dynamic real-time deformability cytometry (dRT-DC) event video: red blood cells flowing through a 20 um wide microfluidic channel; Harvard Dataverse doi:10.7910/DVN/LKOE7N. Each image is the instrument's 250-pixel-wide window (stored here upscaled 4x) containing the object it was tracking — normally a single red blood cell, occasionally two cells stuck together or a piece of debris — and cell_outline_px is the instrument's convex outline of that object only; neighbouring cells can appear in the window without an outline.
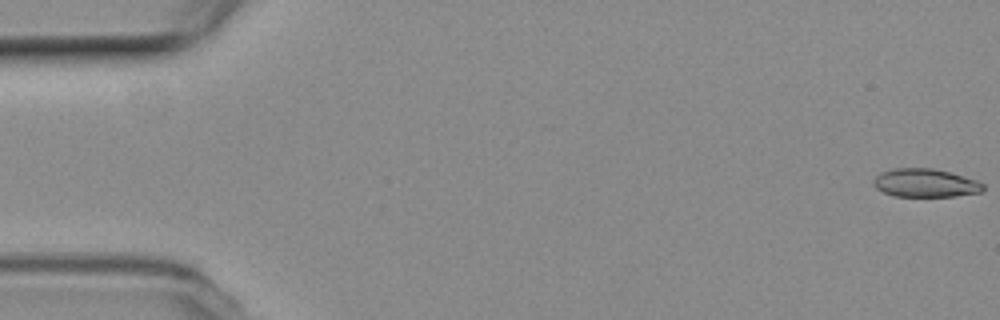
{"species": "common noctule bat (a hibernating species)", "species_latin": "Nyctalus noctula", "temperature_condition": "room temperature", "stored_images_in_passage": 49, "camera_frame_rate_fps": 3000, "um_per_image_px": 0.085, "animal": {"sex": "female", "body_mass_g": 19.3, "forearm_length_mm": 54.1}, "frame": {"image": 1, "passage_image": 1, "time_ms": 0.0, "image_size_px": [1000, 320], "cell_outline_px": [[984, 188], [980, 192], [956, 196], [896, 196], [884, 192], [876, 188], [872, 184], [872, 180], [880, 172], [892, 168], [932, 168], [948, 172], [976, 180], [984, 184]], "centroid_in_image_um": [78.61, 15.55], "position_along_channel_um": 6.4, "area_um2": 18.03}}
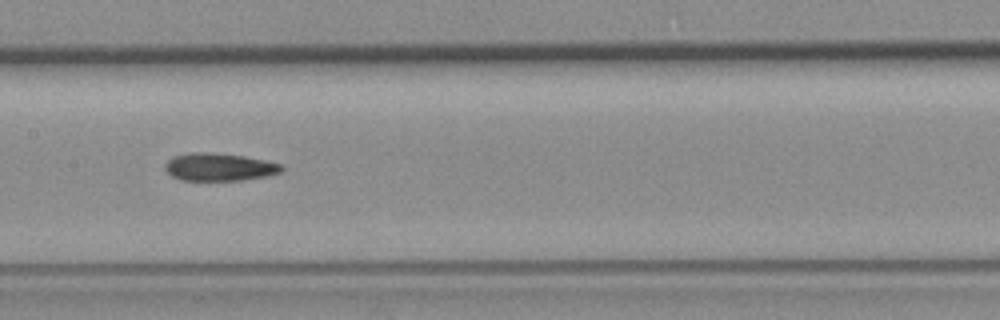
{"frame": {"image": 2, "passage_image": 27, "time_ms": 8.667, "image_size_px": [1000, 320], "cell_outline_px": [[284, 168], [280, 172], [268, 176], [244, 180], [180, 180], [172, 176], [164, 168], [164, 164], [172, 156], [188, 152], [200, 152], [244, 156], [264, 160], [280, 164]], "centroid_in_image_um": [18.6, 14.2], "position_along_channel_um": 188.8, "area_um2": 18.79}}
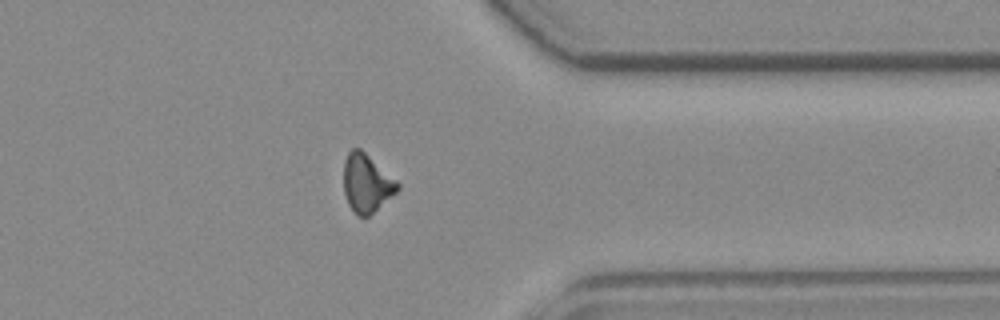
{"frame": {"image": 3, "passage_image": 43, "time_ms": 14.0, "image_size_px": [1000, 320], "cell_outline_px": [[400, 188], [396, 192], [368, 216], [356, 216], [352, 212], [348, 204], [344, 192], [344, 160], [348, 152], [352, 148], [360, 148], [396, 180], [400, 184]], "centroid_in_image_um": [31.13, 15.57], "position_along_channel_um": 380.3, "area_um2": 18.09}}